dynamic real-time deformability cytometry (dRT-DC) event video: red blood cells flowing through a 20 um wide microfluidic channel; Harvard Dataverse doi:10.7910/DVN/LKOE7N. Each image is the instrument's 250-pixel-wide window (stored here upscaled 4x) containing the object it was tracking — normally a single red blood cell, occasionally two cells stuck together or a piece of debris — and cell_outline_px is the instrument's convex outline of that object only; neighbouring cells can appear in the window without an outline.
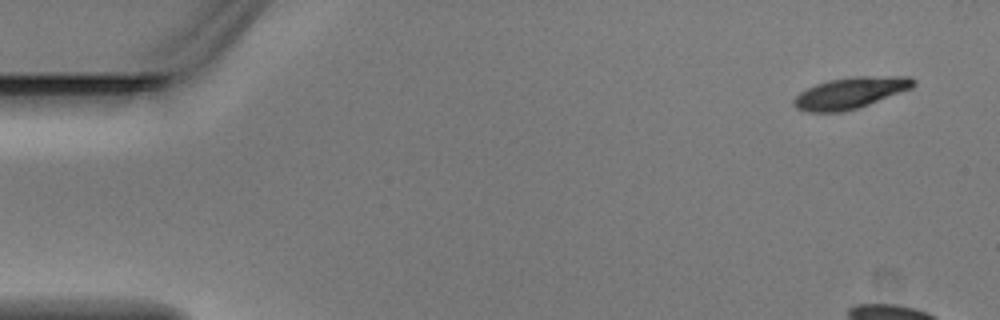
{"species": "Egyptian fruit bat (a non-hibernating species)", "species_latin": "Rousettus aegyptiacus", "temperature_condition": "warm", "stored_images_in_passage": 4, "camera_frame_rate_fps": 3000, "um_per_image_px": 0.085, "animal": {"sex": "male"}, "frame": {"image": 1, "passage_image": 1, "time_ms": 0.0, "image_size_px": [1000, 320], "cell_outline_px": [[916, 84], [912, 88], [868, 104], [856, 108], [840, 112], [808, 112], [796, 108], [792, 104], [792, 100], [800, 92], [816, 84], [828, 80], [856, 76], [908, 76], [916, 80]], "centroid_in_image_um": [72.27, 7.89], "position_along_channel_um": 12.7, "area_um2": 21.73}}